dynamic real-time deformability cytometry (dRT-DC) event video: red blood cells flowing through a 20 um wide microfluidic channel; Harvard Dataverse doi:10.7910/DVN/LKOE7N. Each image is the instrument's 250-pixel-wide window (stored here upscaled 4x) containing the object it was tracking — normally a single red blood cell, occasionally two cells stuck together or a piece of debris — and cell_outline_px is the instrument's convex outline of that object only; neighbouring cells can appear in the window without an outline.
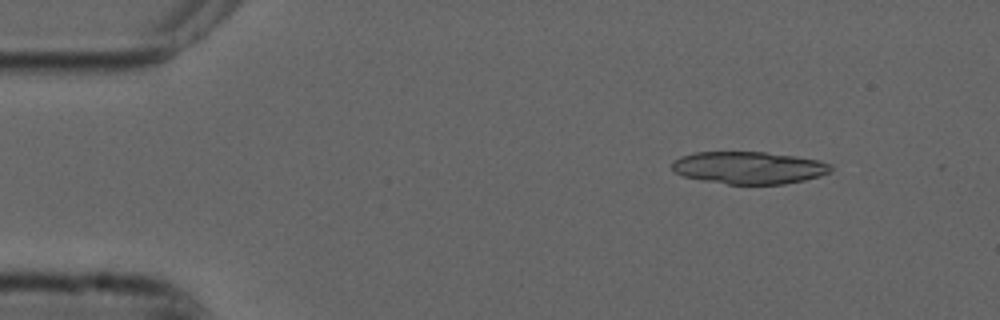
{"species": "common noctule bat (a hibernating species)", "species_latin": "Nyctalus noctula", "temperature_condition": "cold", "stored_images_in_passage": 17, "segment_of_instrument_passage": [1, 2], "camera_frame_rate_fps": 3000, "um_per_image_px": 0.085, "animal": {"sex": "male", "forearm_length_mm": 52.5}, "frame": {"image": 1, "passage_image": 1, "time_ms": 0.0, "image_size_px": [1000, 320], "cell_outline_px": [[832, 168], [828, 172], [820, 176], [804, 180], [784, 184], [728, 184], [704, 180], [684, 176], [676, 172], [672, 168], [672, 160], [680, 156], [696, 152], [764, 152], [820, 160], [828, 164]], "centroid_in_image_um": [63.63, 14.25], "position_along_channel_um": 21.4, "area_um2": 29.65}}